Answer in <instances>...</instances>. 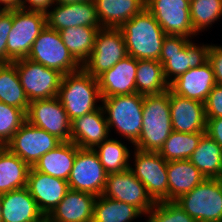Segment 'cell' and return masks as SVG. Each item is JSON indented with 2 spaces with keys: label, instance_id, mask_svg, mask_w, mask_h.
Here are the masks:
<instances>
[{
  "label": "cell",
  "instance_id": "ba28073f",
  "mask_svg": "<svg viewBox=\"0 0 222 222\" xmlns=\"http://www.w3.org/2000/svg\"><path fill=\"white\" fill-rule=\"evenodd\" d=\"M46 25V13L12 10V29L7 39V55L13 61L27 58L32 44Z\"/></svg>",
  "mask_w": 222,
  "mask_h": 222
},
{
  "label": "cell",
  "instance_id": "f546056e",
  "mask_svg": "<svg viewBox=\"0 0 222 222\" xmlns=\"http://www.w3.org/2000/svg\"><path fill=\"white\" fill-rule=\"evenodd\" d=\"M99 27L78 26L59 31L64 45L73 58L82 66L94 48L95 36Z\"/></svg>",
  "mask_w": 222,
  "mask_h": 222
},
{
  "label": "cell",
  "instance_id": "e0dca14e",
  "mask_svg": "<svg viewBox=\"0 0 222 222\" xmlns=\"http://www.w3.org/2000/svg\"><path fill=\"white\" fill-rule=\"evenodd\" d=\"M26 188L46 218L70 190L67 181L30 167Z\"/></svg>",
  "mask_w": 222,
  "mask_h": 222
},
{
  "label": "cell",
  "instance_id": "6da1fadb",
  "mask_svg": "<svg viewBox=\"0 0 222 222\" xmlns=\"http://www.w3.org/2000/svg\"><path fill=\"white\" fill-rule=\"evenodd\" d=\"M119 29L129 56L137 60H159L166 34L146 7Z\"/></svg>",
  "mask_w": 222,
  "mask_h": 222
},
{
  "label": "cell",
  "instance_id": "9c48e42d",
  "mask_svg": "<svg viewBox=\"0 0 222 222\" xmlns=\"http://www.w3.org/2000/svg\"><path fill=\"white\" fill-rule=\"evenodd\" d=\"M133 150L135 163L129 170L145 185L155 203L168 201L167 161L159 152Z\"/></svg>",
  "mask_w": 222,
  "mask_h": 222
},
{
  "label": "cell",
  "instance_id": "ee69618b",
  "mask_svg": "<svg viewBox=\"0 0 222 222\" xmlns=\"http://www.w3.org/2000/svg\"><path fill=\"white\" fill-rule=\"evenodd\" d=\"M21 1L22 0H0V8L3 5V10L10 11L21 9Z\"/></svg>",
  "mask_w": 222,
  "mask_h": 222
},
{
  "label": "cell",
  "instance_id": "836d02e7",
  "mask_svg": "<svg viewBox=\"0 0 222 222\" xmlns=\"http://www.w3.org/2000/svg\"><path fill=\"white\" fill-rule=\"evenodd\" d=\"M93 149L107 174L120 173L129 169L131 151L121 140L109 137Z\"/></svg>",
  "mask_w": 222,
  "mask_h": 222
},
{
  "label": "cell",
  "instance_id": "ab89813d",
  "mask_svg": "<svg viewBox=\"0 0 222 222\" xmlns=\"http://www.w3.org/2000/svg\"><path fill=\"white\" fill-rule=\"evenodd\" d=\"M206 119L222 117V84H216L204 102Z\"/></svg>",
  "mask_w": 222,
  "mask_h": 222
},
{
  "label": "cell",
  "instance_id": "d590c367",
  "mask_svg": "<svg viewBox=\"0 0 222 222\" xmlns=\"http://www.w3.org/2000/svg\"><path fill=\"white\" fill-rule=\"evenodd\" d=\"M189 10L193 29L199 34L220 19L222 0H191Z\"/></svg>",
  "mask_w": 222,
  "mask_h": 222
},
{
  "label": "cell",
  "instance_id": "cb8c5ba5",
  "mask_svg": "<svg viewBox=\"0 0 222 222\" xmlns=\"http://www.w3.org/2000/svg\"><path fill=\"white\" fill-rule=\"evenodd\" d=\"M3 222H46L26 187L2 194Z\"/></svg>",
  "mask_w": 222,
  "mask_h": 222
},
{
  "label": "cell",
  "instance_id": "7402d4cb",
  "mask_svg": "<svg viewBox=\"0 0 222 222\" xmlns=\"http://www.w3.org/2000/svg\"><path fill=\"white\" fill-rule=\"evenodd\" d=\"M103 108L71 121V141L79 148L93 149L110 137Z\"/></svg>",
  "mask_w": 222,
  "mask_h": 222
},
{
  "label": "cell",
  "instance_id": "7bdbcfd3",
  "mask_svg": "<svg viewBox=\"0 0 222 222\" xmlns=\"http://www.w3.org/2000/svg\"><path fill=\"white\" fill-rule=\"evenodd\" d=\"M206 134H208L222 148V117L206 119Z\"/></svg>",
  "mask_w": 222,
  "mask_h": 222
},
{
  "label": "cell",
  "instance_id": "bcb514c9",
  "mask_svg": "<svg viewBox=\"0 0 222 222\" xmlns=\"http://www.w3.org/2000/svg\"><path fill=\"white\" fill-rule=\"evenodd\" d=\"M0 222H3L2 220V194L0 193Z\"/></svg>",
  "mask_w": 222,
  "mask_h": 222
},
{
  "label": "cell",
  "instance_id": "7a4b0ae2",
  "mask_svg": "<svg viewBox=\"0 0 222 222\" xmlns=\"http://www.w3.org/2000/svg\"><path fill=\"white\" fill-rule=\"evenodd\" d=\"M70 121L100 108L102 101L97 78L82 67L62 76L57 95Z\"/></svg>",
  "mask_w": 222,
  "mask_h": 222
},
{
  "label": "cell",
  "instance_id": "ac0fdd59",
  "mask_svg": "<svg viewBox=\"0 0 222 222\" xmlns=\"http://www.w3.org/2000/svg\"><path fill=\"white\" fill-rule=\"evenodd\" d=\"M54 5V8L51 7V10L46 12V23L49 28L58 32L78 26L103 28L93 1Z\"/></svg>",
  "mask_w": 222,
  "mask_h": 222
},
{
  "label": "cell",
  "instance_id": "d6986e66",
  "mask_svg": "<svg viewBox=\"0 0 222 222\" xmlns=\"http://www.w3.org/2000/svg\"><path fill=\"white\" fill-rule=\"evenodd\" d=\"M172 130L182 133L206 132L204 103L175 94L169 88Z\"/></svg>",
  "mask_w": 222,
  "mask_h": 222
},
{
  "label": "cell",
  "instance_id": "603a6c76",
  "mask_svg": "<svg viewBox=\"0 0 222 222\" xmlns=\"http://www.w3.org/2000/svg\"><path fill=\"white\" fill-rule=\"evenodd\" d=\"M96 198L93 194L70 189L46 217V222H92Z\"/></svg>",
  "mask_w": 222,
  "mask_h": 222
},
{
  "label": "cell",
  "instance_id": "f1b7e54d",
  "mask_svg": "<svg viewBox=\"0 0 222 222\" xmlns=\"http://www.w3.org/2000/svg\"><path fill=\"white\" fill-rule=\"evenodd\" d=\"M206 178L222 179V148L208 134L188 159Z\"/></svg>",
  "mask_w": 222,
  "mask_h": 222
},
{
  "label": "cell",
  "instance_id": "5bb4252c",
  "mask_svg": "<svg viewBox=\"0 0 222 222\" xmlns=\"http://www.w3.org/2000/svg\"><path fill=\"white\" fill-rule=\"evenodd\" d=\"M61 143L56 136L26 121L5 146L33 167L44 154Z\"/></svg>",
  "mask_w": 222,
  "mask_h": 222
},
{
  "label": "cell",
  "instance_id": "2e32d148",
  "mask_svg": "<svg viewBox=\"0 0 222 222\" xmlns=\"http://www.w3.org/2000/svg\"><path fill=\"white\" fill-rule=\"evenodd\" d=\"M102 196L131 204L144 216L155 204L148 195L145 185L129 169L108 174Z\"/></svg>",
  "mask_w": 222,
  "mask_h": 222
},
{
  "label": "cell",
  "instance_id": "3957f363",
  "mask_svg": "<svg viewBox=\"0 0 222 222\" xmlns=\"http://www.w3.org/2000/svg\"><path fill=\"white\" fill-rule=\"evenodd\" d=\"M172 131L169 90L144 95L141 134L133 147L141 151L159 152Z\"/></svg>",
  "mask_w": 222,
  "mask_h": 222
},
{
  "label": "cell",
  "instance_id": "5b68a950",
  "mask_svg": "<svg viewBox=\"0 0 222 222\" xmlns=\"http://www.w3.org/2000/svg\"><path fill=\"white\" fill-rule=\"evenodd\" d=\"M101 102L109 132L115 128L116 134L134 145L141 134L144 96L132 93L102 98Z\"/></svg>",
  "mask_w": 222,
  "mask_h": 222
},
{
  "label": "cell",
  "instance_id": "4fadbf2b",
  "mask_svg": "<svg viewBox=\"0 0 222 222\" xmlns=\"http://www.w3.org/2000/svg\"><path fill=\"white\" fill-rule=\"evenodd\" d=\"M107 175L94 149L78 148L67 182L71 190L98 197L102 195Z\"/></svg>",
  "mask_w": 222,
  "mask_h": 222
},
{
  "label": "cell",
  "instance_id": "9a60e30c",
  "mask_svg": "<svg viewBox=\"0 0 222 222\" xmlns=\"http://www.w3.org/2000/svg\"><path fill=\"white\" fill-rule=\"evenodd\" d=\"M146 9L155 17L167 35L194 38L189 0H146Z\"/></svg>",
  "mask_w": 222,
  "mask_h": 222
},
{
  "label": "cell",
  "instance_id": "60d3db41",
  "mask_svg": "<svg viewBox=\"0 0 222 222\" xmlns=\"http://www.w3.org/2000/svg\"><path fill=\"white\" fill-rule=\"evenodd\" d=\"M208 61L210 62L216 84H222V45H210Z\"/></svg>",
  "mask_w": 222,
  "mask_h": 222
},
{
  "label": "cell",
  "instance_id": "e575fe53",
  "mask_svg": "<svg viewBox=\"0 0 222 222\" xmlns=\"http://www.w3.org/2000/svg\"><path fill=\"white\" fill-rule=\"evenodd\" d=\"M206 132L182 133L172 131L159 154L166 160H187L198 147Z\"/></svg>",
  "mask_w": 222,
  "mask_h": 222
},
{
  "label": "cell",
  "instance_id": "ffe728a7",
  "mask_svg": "<svg viewBox=\"0 0 222 222\" xmlns=\"http://www.w3.org/2000/svg\"><path fill=\"white\" fill-rule=\"evenodd\" d=\"M138 60L127 55L97 77L102 98L136 93Z\"/></svg>",
  "mask_w": 222,
  "mask_h": 222
},
{
  "label": "cell",
  "instance_id": "8992f818",
  "mask_svg": "<svg viewBox=\"0 0 222 222\" xmlns=\"http://www.w3.org/2000/svg\"><path fill=\"white\" fill-rule=\"evenodd\" d=\"M196 222H222V179H208L174 201Z\"/></svg>",
  "mask_w": 222,
  "mask_h": 222
},
{
  "label": "cell",
  "instance_id": "8d00e7d4",
  "mask_svg": "<svg viewBox=\"0 0 222 222\" xmlns=\"http://www.w3.org/2000/svg\"><path fill=\"white\" fill-rule=\"evenodd\" d=\"M26 122V112L0 102V146H5Z\"/></svg>",
  "mask_w": 222,
  "mask_h": 222
},
{
  "label": "cell",
  "instance_id": "4dcf8cb0",
  "mask_svg": "<svg viewBox=\"0 0 222 222\" xmlns=\"http://www.w3.org/2000/svg\"><path fill=\"white\" fill-rule=\"evenodd\" d=\"M135 85L136 93L143 96L169 90L162 64L158 60H138Z\"/></svg>",
  "mask_w": 222,
  "mask_h": 222
},
{
  "label": "cell",
  "instance_id": "484cf974",
  "mask_svg": "<svg viewBox=\"0 0 222 222\" xmlns=\"http://www.w3.org/2000/svg\"><path fill=\"white\" fill-rule=\"evenodd\" d=\"M103 28H119L140 13L146 0H93Z\"/></svg>",
  "mask_w": 222,
  "mask_h": 222
},
{
  "label": "cell",
  "instance_id": "d6a6232c",
  "mask_svg": "<svg viewBox=\"0 0 222 222\" xmlns=\"http://www.w3.org/2000/svg\"><path fill=\"white\" fill-rule=\"evenodd\" d=\"M0 102L27 112L30 101L20 83L13 63L0 64Z\"/></svg>",
  "mask_w": 222,
  "mask_h": 222
},
{
  "label": "cell",
  "instance_id": "f6af8a7d",
  "mask_svg": "<svg viewBox=\"0 0 222 222\" xmlns=\"http://www.w3.org/2000/svg\"><path fill=\"white\" fill-rule=\"evenodd\" d=\"M85 1H93V0H55L56 4H73Z\"/></svg>",
  "mask_w": 222,
  "mask_h": 222
},
{
  "label": "cell",
  "instance_id": "277c9868",
  "mask_svg": "<svg viewBox=\"0 0 222 222\" xmlns=\"http://www.w3.org/2000/svg\"><path fill=\"white\" fill-rule=\"evenodd\" d=\"M210 44H197L181 35H167L163 41L159 62L165 80L170 85L190 68H197L208 61Z\"/></svg>",
  "mask_w": 222,
  "mask_h": 222
},
{
  "label": "cell",
  "instance_id": "f35d334b",
  "mask_svg": "<svg viewBox=\"0 0 222 222\" xmlns=\"http://www.w3.org/2000/svg\"><path fill=\"white\" fill-rule=\"evenodd\" d=\"M12 29V10L0 14V64H9L13 60L7 55V39Z\"/></svg>",
  "mask_w": 222,
  "mask_h": 222
},
{
  "label": "cell",
  "instance_id": "d4e9b609",
  "mask_svg": "<svg viewBox=\"0 0 222 222\" xmlns=\"http://www.w3.org/2000/svg\"><path fill=\"white\" fill-rule=\"evenodd\" d=\"M168 201L190 192L206 177L187 159L167 161Z\"/></svg>",
  "mask_w": 222,
  "mask_h": 222
},
{
  "label": "cell",
  "instance_id": "7c38bea8",
  "mask_svg": "<svg viewBox=\"0 0 222 222\" xmlns=\"http://www.w3.org/2000/svg\"><path fill=\"white\" fill-rule=\"evenodd\" d=\"M26 121L62 142L71 141V121L57 96L30 101Z\"/></svg>",
  "mask_w": 222,
  "mask_h": 222
},
{
  "label": "cell",
  "instance_id": "8fae6325",
  "mask_svg": "<svg viewBox=\"0 0 222 222\" xmlns=\"http://www.w3.org/2000/svg\"><path fill=\"white\" fill-rule=\"evenodd\" d=\"M123 34L119 28H101L95 36L94 48L82 68L97 78L127 56Z\"/></svg>",
  "mask_w": 222,
  "mask_h": 222
},
{
  "label": "cell",
  "instance_id": "83f0119b",
  "mask_svg": "<svg viewBox=\"0 0 222 222\" xmlns=\"http://www.w3.org/2000/svg\"><path fill=\"white\" fill-rule=\"evenodd\" d=\"M30 166L12 153L6 146H0V193L26 187Z\"/></svg>",
  "mask_w": 222,
  "mask_h": 222
},
{
  "label": "cell",
  "instance_id": "52a82bcc",
  "mask_svg": "<svg viewBox=\"0 0 222 222\" xmlns=\"http://www.w3.org/2000/svg\"><path fill=\"white\" fill-rule=\"evenodd\" d=\"M27 58L62 75L79 70L82 66L64 45L60 33L47 25L32 44Z\"/></svg>",
  "mask_w": 222,
  "mask_h": 222
},
{
  "label": "cell",
  "instance_id": "4316f807",
  "mask_svg": "<svg viewBox=\"0 0 222 222\" xmlns=\"http://www.w3.org/2000/svg\"><path fill=\"white\" fill-rule=\"evenodd\" d=\"M78 146L72 141L62 142L44 154L33 166L36 171L68 181Z\"/></svg>",
  "mask_w": 222,
  "mask_h": 222
},
{
  "label": "cell",
  "instance_id": "1f68e13d",
  "mask_svg": "<svg viewBox=\"0 0 222 222\" xmlns=\"http://www.w3.org/2000/svg\"><path fill=\"white\" fill-rule=\"evenodd\" d=\"M144 214L135 206L102 195L94 203L92 222H132Z\"/></svg>",
  "mask_w": 222,
  "mask_h": 222
},
{
  "label": "cell",
  "instance_id": "30bf717a",
  "mask_svg": "<svg viewBox=\"0 0 222 222\" xmlns=\"http://www.w3.org/2000/svg\"><path fill=\"white\" fill-rule=\"evenodd\" d=\"M29 101L50 99L58 95L62 74L28 58L12 62Z\"/></svg>",
  "mask_w": 222,
  "mask_h": 222
},
{
  "label": "cell",
  "instance_id": "44dd1931",
  "mask_svg": "<svg viewBox=\"0 0 222 222\" xmlns=\"http://www.w3.org/2000/svg\"><path fill=\"white\" fill-rule=\"evenodd\" d=\"M215 85L213 68L207 61L197 68L187 70L169 88L177 95L204 103Z\"/></svg>",
  "mask_w": 222,
  "mask_h": 222
},
{
  "label": "cell",
  "instance_id": "74e56055",
  "mask_svg": "<svg viewBox=\"0 0 222 222\" xmlns=\"http://www.w3.org/2000/svg\"><path fill=\"white\" fill-rule=\"evenodd\" d=\"M146 215V222H196L174 201L157 202Z\"/></svg>",
  "mask_w": 222,
  "mask_h": 222
},
{
  "label": "cell",
  "instance_id": "b9f144b4",
  "mask_svg": "<svg viewBox=\"0 0 222 222\" xmlns=\"http://www.w3.org/2000/svg\"><path fill=\"white\" fill-rule=\"evenodd\" d=\"M54 4L55 0H22L21 9L46 13Z\"/></svg>",
  "mask_w": 222,
  "mask_h": 222
}]
</instances>
